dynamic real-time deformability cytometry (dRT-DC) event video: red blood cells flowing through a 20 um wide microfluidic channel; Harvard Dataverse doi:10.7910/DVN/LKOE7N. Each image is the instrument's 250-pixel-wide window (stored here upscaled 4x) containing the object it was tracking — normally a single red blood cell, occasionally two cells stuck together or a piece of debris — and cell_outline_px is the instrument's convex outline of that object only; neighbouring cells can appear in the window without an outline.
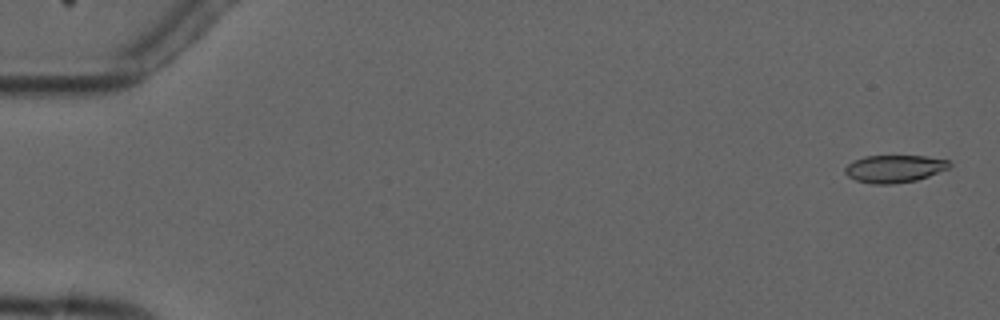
{"species": "common noctule bat (a hibernating species)", "species_latin": "Nyctalus noctula", "temperature_condition": "cold", "stored_images_in_passage": 7, "camera_frame_rate_fps": 3000, "um_per_image_px": 0.085, "animal": {"sex": "male", "forearm_length_mm": 52.5}, "frame": {"image": 1, "passage_image": 1, "time_ms": 0.0, "image_size_px": [1000, 320], "cell_outline_px": [[952, 164], [948, 168], [928, 176], [916, 180], [892, 184], [872, 184], [856, 180], [848, 176], [844, 172], [844, 168], [852, 160], [864, 156], [924, 156], [948, 160]], "centroid_in_image_um": [75.98, 14.34], "position_along_channel_um": 9.0, "area_um2": 16.7}}
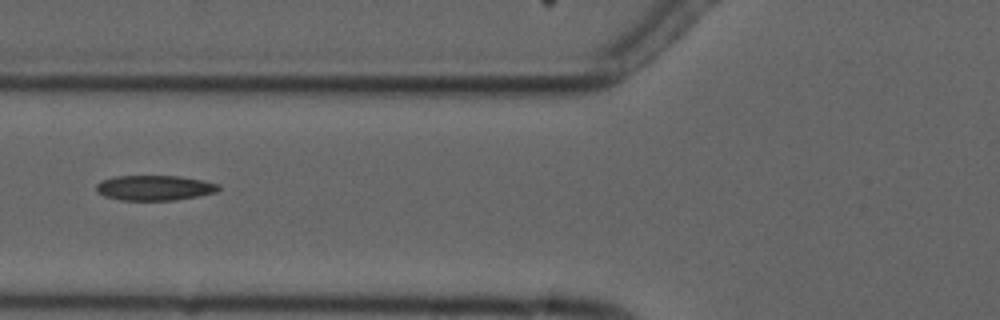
{"frame": {"image": 2, "passage_image": 7, "time_ms": 6.667, "image_size_px": [1000, 320], "cell_outline_px": [[220, 188], [216, 192], [176, 200], [120, 200], [104, 196], [96, 192], [96, 184], [100, 180], [116, 176], [176, 176], [204, 180], [220, 184]], "centroid_in_image_um": [13.11, 15.96], "position_along_channel_um": 112.7, "area_um2": 17.98}}